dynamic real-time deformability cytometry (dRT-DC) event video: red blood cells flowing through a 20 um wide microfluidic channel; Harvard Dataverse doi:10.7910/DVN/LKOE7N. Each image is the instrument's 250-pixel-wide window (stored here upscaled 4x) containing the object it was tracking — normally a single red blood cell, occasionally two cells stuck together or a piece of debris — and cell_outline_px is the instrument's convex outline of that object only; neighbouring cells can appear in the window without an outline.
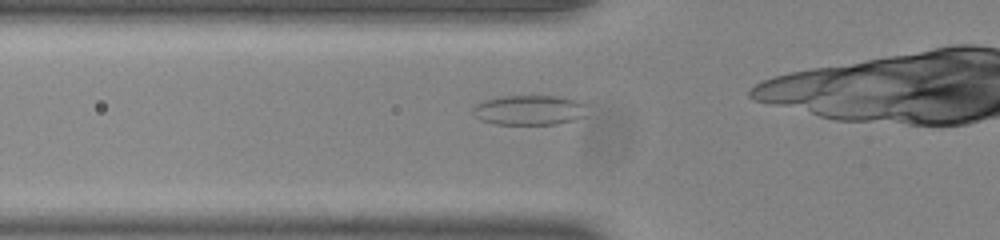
{"species": "common noctule bat (a hibernating species)", "species_latin": "Nyctalus noctula", "temperature_condition": "room temperature", "stored_images_in_passage": 26, "camera_frame_rate_fps": 3000, "um_per_image_px": 0.085, "animal": {"sex": "male", "body_mass_g": 20.0, "forearm_length_mm": 53.3}, "frame": {"image": 1, "passage_image": 2, "time_ms": 0.333, "image_size_px": [1000, 240], "cell_outline_px": [[588, 104], [584, 116], [572, 120], [556, 124], [496, 124], [480, 120], [472, 112], [472, 108], [476, 104], [484, 100], [500, 96], [560, 96], [576, 100]], "centroid_in_image_um": [44.99, 9.35], "position_along_channel_um": 80.8, "area_um2": 20.0}}
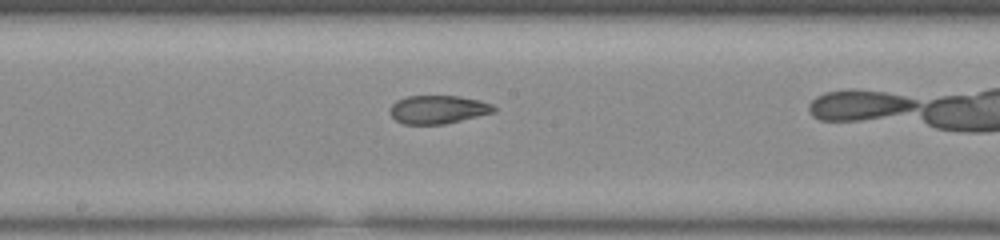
{"frame": {"image": 2, "passage_image": 12, "time_ms": 3.667, "image_size_px": [1000, 240], "cell_outline_px": [[496, 112], [444, 124], [404, 124], [396, 120], [388, 112], [388, 108], [396, 100], [404, 96], [460, 96], [480, 100], [492, 104], [496, 108]], "centroid_in_image_um": [37.21, 9.3], "position_along_channel_um": 211.0, "area_um2": 17.34}}
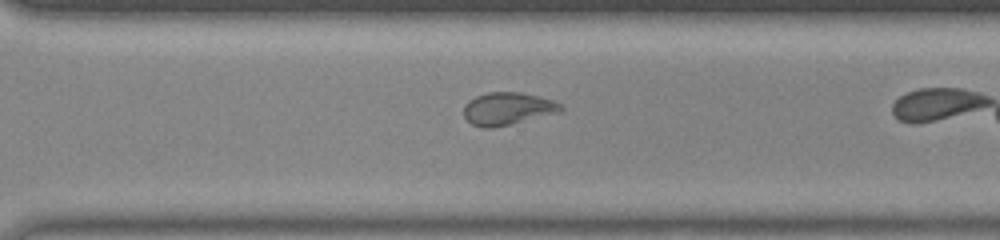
{"frame": {"image": 3, "passage_image": 21, "time_ms": 6.667, "image_size_px": [1000, 240], "cell_outline_px": [[564, 108], [560, 112], [492, 128], [484, 128], [472, 124], [464, 116], [464, 104], [468, 100], [476, 96], [488, 92], [520, 92], [552, 100], [564, 104]], "centroid_in_image_um": [43.14, 9.23], "position_along_channel_um": 327.5, "area_um2": 18.32}}